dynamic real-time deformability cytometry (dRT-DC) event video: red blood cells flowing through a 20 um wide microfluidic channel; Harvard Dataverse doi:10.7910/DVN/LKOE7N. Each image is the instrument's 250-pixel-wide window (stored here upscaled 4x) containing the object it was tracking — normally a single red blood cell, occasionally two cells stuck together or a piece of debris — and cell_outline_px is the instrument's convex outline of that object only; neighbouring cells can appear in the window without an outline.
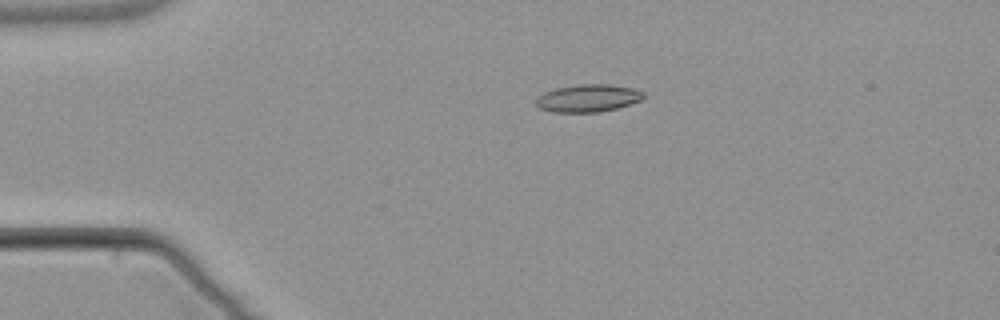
{"species": "common noctule bat (a hibernating species)", "species_latin": "Nyctalus noctula", "temperature_condition": "warm", "stored_images_in_passage": 4, "camera_frame_rate_fps": 3000, "um_per_image_px": 0.085, "animal": {"sex": "male", "body_mass_g": 21.5, "forearm_length_mm": 52.0}, "frame": {"image": 1, "passage_image": 3, "time_ms": 3.0, "image_size_px": [1000, 320], "cell_outline_px": [[644, 96], [640, 100], [616, 108], [600, 112], [552, 112], [540, 108], [536, 104], [536, 96], [544, 92], [556, 88], [580, 84], [612, 84], [632, 88], [644, 92]], "centroid_in_image_um": [49.95, 8.34], "position_along_channel_um": 35.1, "area_um2": 17.22}}